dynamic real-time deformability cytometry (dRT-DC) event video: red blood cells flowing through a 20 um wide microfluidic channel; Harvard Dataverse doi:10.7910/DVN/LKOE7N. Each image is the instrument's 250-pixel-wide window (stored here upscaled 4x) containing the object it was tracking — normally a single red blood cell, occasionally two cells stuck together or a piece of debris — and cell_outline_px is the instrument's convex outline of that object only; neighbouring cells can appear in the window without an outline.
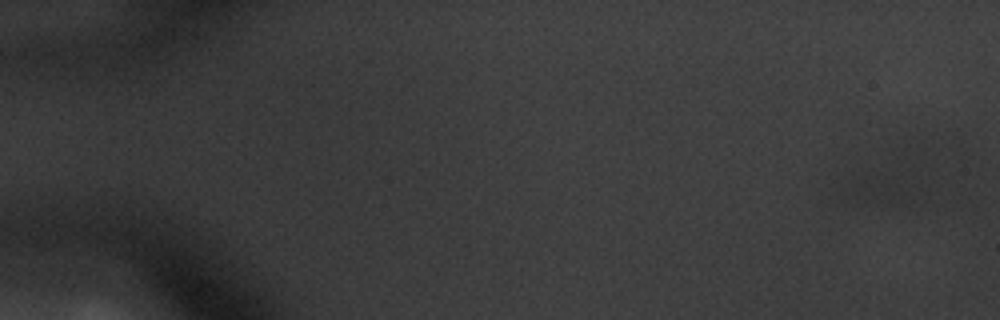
{"species": "common noctule bat (a hibernating species)", "species_latin": "Nyctalus noctula", "temperature_condition": "warm", "stored_images_in_passage": 9, "camera_frame_rate_fps": 3000, "um_per_image_px": 0.085, "animal": {"sex": "male", "body_mass_g": 20.1, "forearm_length_mm": 53.5}, "frame": {"image": 1, "passage_image": 1, "time_ms": 0.0, "image_size_px": [1000, 320], "cell_outline_px": [[940, 148], [924, 200], [908, 204], [856, 204], [844, 192], [844, 188], [848, 180], [892, 148], [908, 144], [932, 140]], "centroid_in_image_um": [76.13, 14.96], "position_along_channel_um": 8.9, "area_um2": 30.0}}